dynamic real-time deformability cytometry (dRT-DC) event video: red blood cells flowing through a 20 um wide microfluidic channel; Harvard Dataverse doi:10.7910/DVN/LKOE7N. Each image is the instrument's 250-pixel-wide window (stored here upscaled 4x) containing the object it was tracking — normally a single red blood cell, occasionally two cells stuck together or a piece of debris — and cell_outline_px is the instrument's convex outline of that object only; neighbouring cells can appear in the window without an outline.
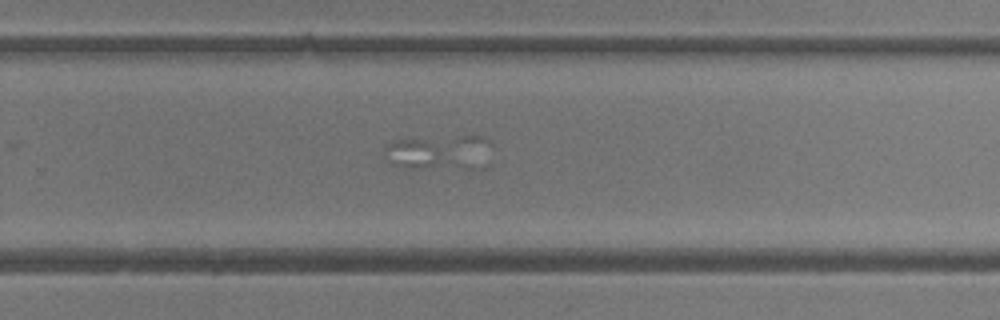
{"species": "common noctule bat (a hibernating species)", "species_latin": "Nyctalus noctula", "temperature_condition": "room temperature", "stored_images_in_passage": 30, "segment_of_instrument_passage": [2, 3], "camera_frame_rate_fps": 3000, "um_per_image_px": 0.085, "animal": {"sex": "female"}, "frame": {"image": 1, "passage_image": 17, "time_ms": 5.333, "image_size_px": [1000, 320], "cell_outline_px": [[492, 164], [488, 168], [404, 168], [388, 164], [380, 152], [384, 144], [392, 140], [460, 136], [480, 136], [492, 140]], "centroid_in_image_um": [37.37, 12.97], "position_along_channel_um": 292.4, "area_um2": 23.18}}